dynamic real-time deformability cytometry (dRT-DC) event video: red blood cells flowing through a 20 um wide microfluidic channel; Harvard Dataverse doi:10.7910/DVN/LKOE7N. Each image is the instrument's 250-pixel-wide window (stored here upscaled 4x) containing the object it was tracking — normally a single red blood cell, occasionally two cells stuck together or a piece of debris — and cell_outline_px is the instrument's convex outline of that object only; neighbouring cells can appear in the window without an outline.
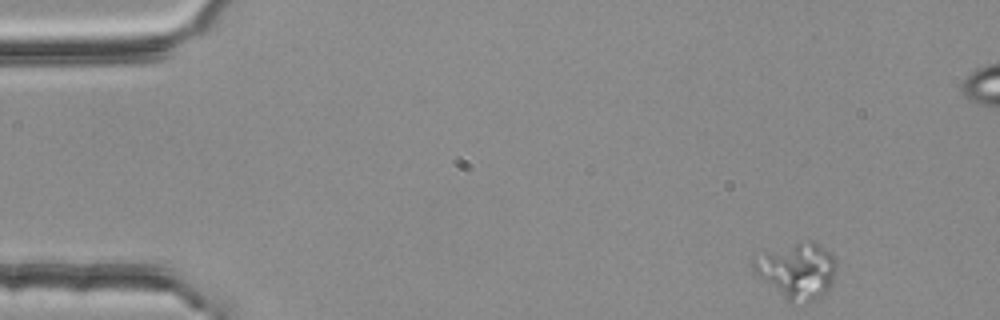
{"species": "common noctule bat (a hibernating species)", "species_latin": "Nyctalus noctula", "temperature_condition": "room temperature", "stored_images_in_passage": 4, "camera_frame_rate_fps": 3000, "um_per_image_px": 0.085, "animal": {"sex": "female", "body_mass_g": 25.1}, "frame": {"image": 1, "passage_image": 1, "time_ms": 0.0, "image_size_px": [1000, 320], "cell_outline_px": [[836, 268], [832, 284], [816, 300], [804, 304], [792, 304], [784, 300], [752, 268], [752, 256], [764, 252], [812, 240], [836, 256]], "centroid_in_image_um": [67.76, 23.04], "position_along_channel_um": 17.2, "area_um2": 27.05}}
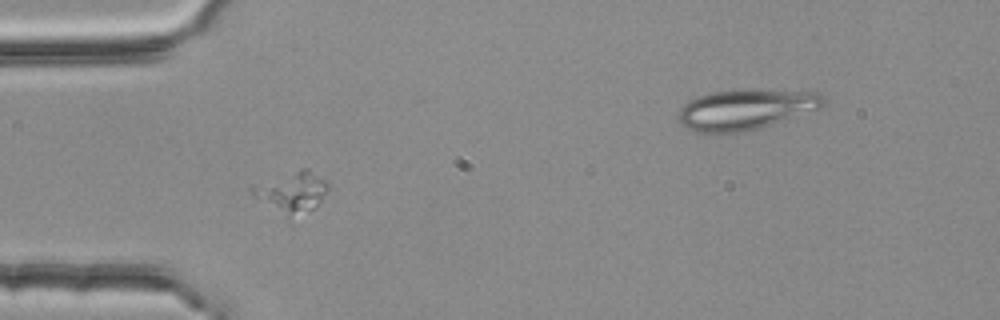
{"frame": {"image": 2, "passage_image": 3, "time_ms": 0.667, "image_size_px": [1000, 320], "cell_outline_px": [[328, 188], [320, 200], [312, 208], [288, 220], [252, 196], [248, 188], [300, 168], [308, 168], [324, 180], [328, 184]], "centroid_in_image_um": [24.75, 16.35], "position_along_channel_um": 60.2, "area_um2": 17.8}}